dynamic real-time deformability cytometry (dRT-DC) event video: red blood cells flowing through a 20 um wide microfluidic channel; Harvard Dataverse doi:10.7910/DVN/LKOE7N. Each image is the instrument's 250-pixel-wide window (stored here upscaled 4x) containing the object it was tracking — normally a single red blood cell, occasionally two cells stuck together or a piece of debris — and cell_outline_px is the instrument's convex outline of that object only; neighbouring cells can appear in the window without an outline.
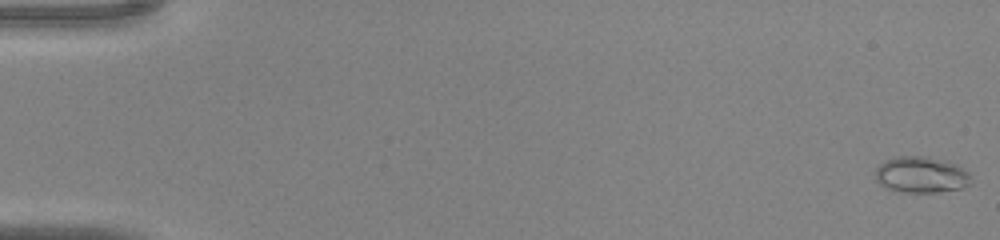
{"species": "common noctule bat (a hibernating species)", "species_latin": "Nyctalus noctula", "temperature_condition": "warm", "stored_images_in_passage": 45, "camera_frame_rate_fps": 3000, "um_per_image_px": 0.085, "animal": {"sex": "male", "body_mass_g": 20.0, "forearm_length_mm": 53.3}, "frame": {"image": 1, "passage_image": 1, "time_ms": 0.0, "image_size_px": [1000, 240], "cell_outline_px": [[972, 184], [964, 188], [936, 192], [904, 192], [888, 188], [880, 184], [876, 180], [876, 168], [884, 160], [900, 156], [928, 156], [956, 164], [968, 172]], "centroid_in_image_um": [78.32, 14.85], "position_along_channel_um": 6.7, "area_um2": 20.17}}
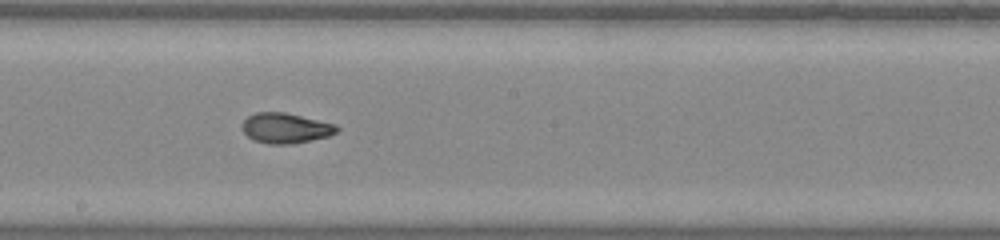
{"frame": {"image": 2, "passage_image": 26, "time_ms": 8.333, "image_size_px": [1000, 240], "cell_outline_px": [[340, 128], [336, 132], [328, 136], [292, 144], [268, 144], [252, 140], [244, 132], [244, 120], [248, 116], [256, 112], [284, 112], [336, 124]], "centroid_in_image_um": [24.28, 10.89], "position_along_channel_um": 223.9, "area_um2": 16.53}}
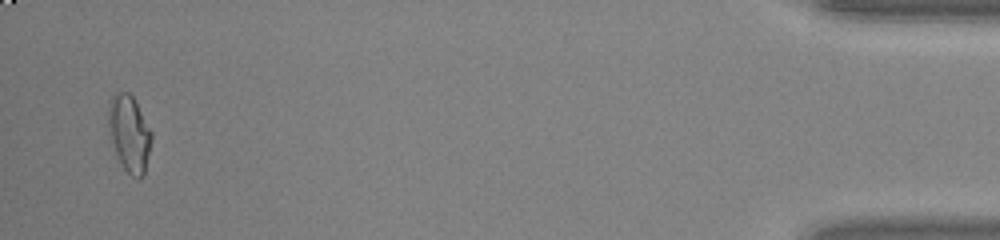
{"frame": {"image": 3, "passage_image": 44, "time_ms": 14.333, "image_size_px": [1000, 240], "cell_outline_px": [[152, 140], [144, 176], [140, 180], [132, 176], [124, 168], [116, 152], [108, 132], [108, 100], [116, 92], [128, 92], [132, 96], [152, 132]], "centroid_in_image_um": [10.99, 11.35], "position_along_channel_um": 424.2, "area_um2": 19.25}}